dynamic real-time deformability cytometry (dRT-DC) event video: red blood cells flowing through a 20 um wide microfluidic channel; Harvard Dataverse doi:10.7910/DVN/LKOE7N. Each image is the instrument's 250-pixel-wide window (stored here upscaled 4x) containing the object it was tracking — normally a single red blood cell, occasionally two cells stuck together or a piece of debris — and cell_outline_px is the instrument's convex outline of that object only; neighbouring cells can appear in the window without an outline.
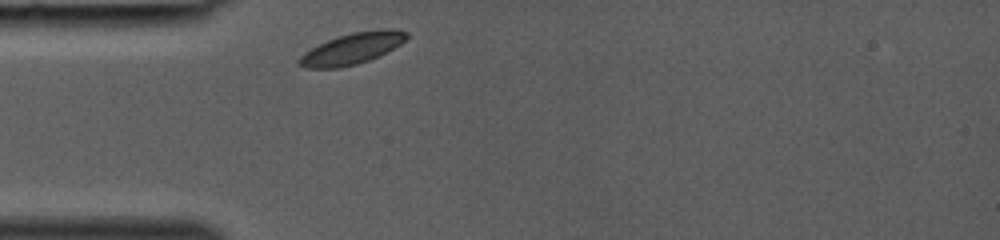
{"species": "common noctule bat (a hibernating species)", "species_latin": "Nyctalus noctula", "temperature_condition": "room temperature", "stored_images_in_passage": 24, "camera_frame_rate_fps": 3000, "um_per_image_px": 0.085, "animal": {"sex": "female", "body_mass_g": 19.0, "forearm_length_mm": 53.3}, "frame": {"image": 1, "passage_image": 1, "time_ms": 0.0, "image_size_px": [1000, 240], "cell_outline_px": [[408, 36], [400, 44], [368, 60], [356, 64], [336, 68], [304, 68], [296, 64], [296, 60], [304, 52], [336, 36], [352, 32], [380, 28], [392, 28], [408, 32]], "centroid_in_image_um": [29.89, 4.11], "position_along_channel_um": 55.1, "area_um2": 19.48}}
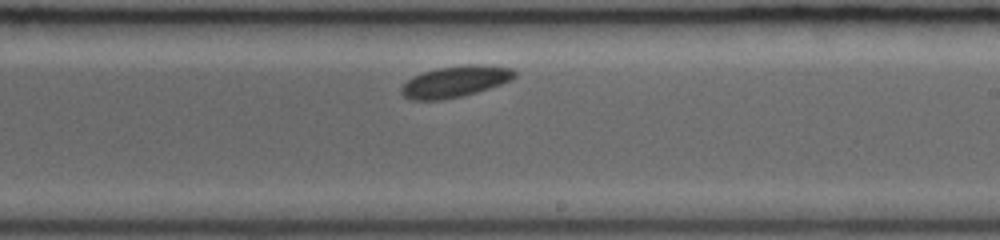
{"frame": {"image": 2, "passage_image": 14, "time_ms": 4.333, "image_size_px": [1000, 240], "cell_outline_px": [[516, 76], [512, 80], [476, 92], [460, 96], [440, 100], [412, 100], [404, 96], [400, 92], [400, 88], [412, 76], [436, 68], [464, 64], [484, 64], [512, 68], [516, 72]], "centroid_in_image_um": [38.7, 6.91], "position_along_channel_um": 250.3, "area_um2": 20.69}}
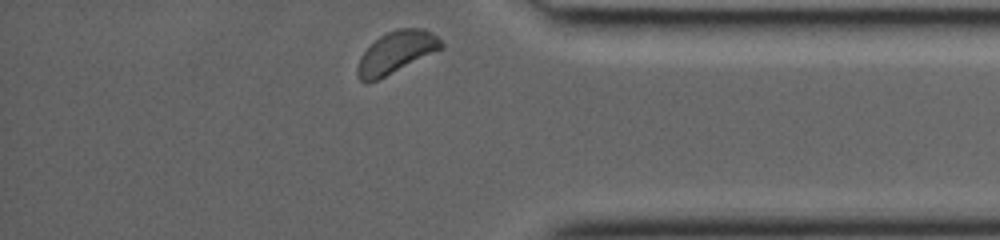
{"frame": {"image": 3, "passage_image": 24, "time_ms": 7.667, "image_size_px": [1000, 240], "cell_outline_px": [[444, 48], [376, 80], [364, 84], [356, 76], [356, 68], [360, 56], [380, 36], [396, 28], [424, 28], [436, 36], [444, 44]], "centroid_in_image_um": [33.66, 4.45], "position_along_channel_um": 401.5, "area_um2": 20.29}}